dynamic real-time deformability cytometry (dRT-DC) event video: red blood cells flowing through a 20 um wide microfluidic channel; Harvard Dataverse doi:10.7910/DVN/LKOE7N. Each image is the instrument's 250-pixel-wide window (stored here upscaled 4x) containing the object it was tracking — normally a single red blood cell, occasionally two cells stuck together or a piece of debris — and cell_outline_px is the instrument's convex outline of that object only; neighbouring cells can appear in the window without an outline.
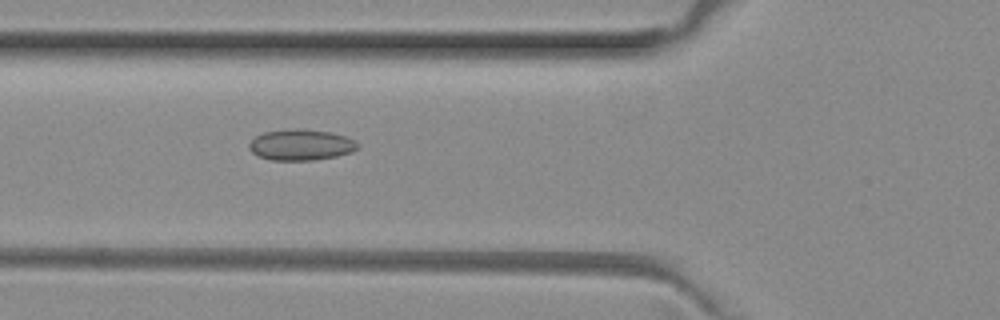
{"species": "common noctule bat (a hibernating species)", "species_latin": "Nyctalus noctula", "temperature_condition": "room temperature", "stored_images_in_passage": 2, "camera_frame_rate_fps": 3000, "um_per_image_px": 0.085, "animal": {"sex": "female", "body_mass_g": 29.2, "forearm_length_mm": 56.3}, "frame": {"image": 1, "passage_image": 2, "time_ms": 0.333, "image_size_px": [1000, 320], "cell_outline_px": [[360, 144], [352, 152], [336, 156], [312, 160], [272, 160], [260, 156], [252, 152], [248, 148], [248, 144], [256, 136], [264, 132], [292, 128], [300, 128], [332, 132], [356, 140]], "centroid_in_image_um": [25.59, 12.3], "position_along_channel_um": 100.2, "area_um2": 19.65}}